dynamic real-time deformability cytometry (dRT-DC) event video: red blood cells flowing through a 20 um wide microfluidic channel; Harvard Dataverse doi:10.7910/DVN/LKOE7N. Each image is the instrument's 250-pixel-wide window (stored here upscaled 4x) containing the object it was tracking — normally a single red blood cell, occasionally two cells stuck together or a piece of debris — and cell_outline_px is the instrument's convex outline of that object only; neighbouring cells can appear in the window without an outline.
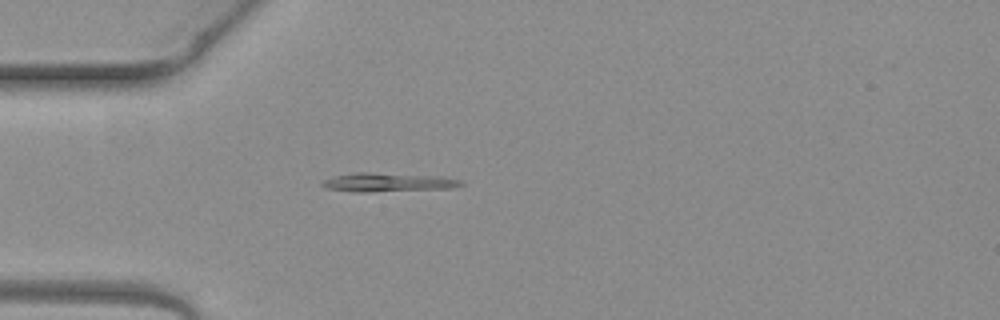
{"species": "common noctule bat (a hibernating species)", "species_latin": "Nyctalus noctula", "temperature_condition": "warm", "stored_images_in_passage": 4, "camera_frame_rate_fps": 3000, "um_per_image_px": 0.085, "animal": {"sex": "female", "body_mass_g": 19.3, "forearm_length_mm": 54.1}, "frame": {"image": 1, "passage_image": 4, "time_ms": 1.0, "image_size_px": [1000, 320], "cell_outline_px": [[464, 184], [452, 188], [368, 192], [356, 192], [324, 188], [320, 184], [324, 180], [332, 176], [356, 172], [368, 172], [444, 176], [460, 180]], "centroid_in_image_um": [32.96, 15.49], "position_along_channel_um": 52.0, "area_um2": 15.37}}